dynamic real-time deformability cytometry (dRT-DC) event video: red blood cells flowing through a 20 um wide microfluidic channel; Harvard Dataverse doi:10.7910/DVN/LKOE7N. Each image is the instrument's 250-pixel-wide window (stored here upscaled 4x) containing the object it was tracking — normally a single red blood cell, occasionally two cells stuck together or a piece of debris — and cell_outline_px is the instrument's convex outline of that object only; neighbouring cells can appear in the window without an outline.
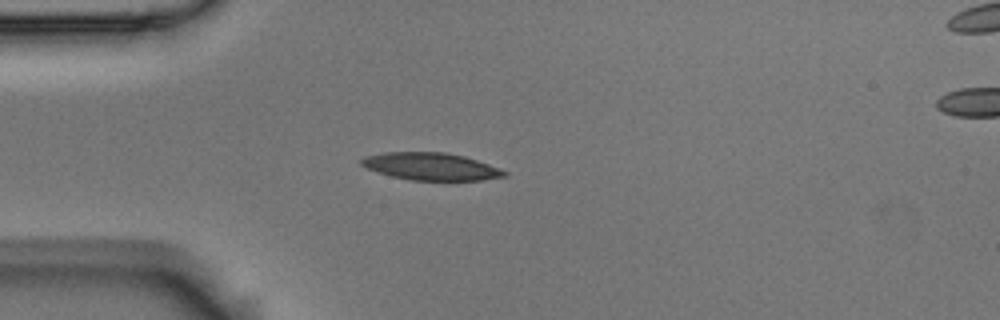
{"species": "Egyptian fruit bat (a non-hibernating species)", "species_latin": "Rousettus aegyptiacus", "temperature_condition": "room temperature", "stored_images_in_passage": 2, "camera_frame_rate_fps": 3000, "um_per_image_px": 0.085, "animal": {"sex": "male"}, "frame": {"image": 1, "passage_image": 1, "time_ms": 0.0, "image_size_px": [1000, 320], "cell_outline_px": [[508, 176], [484, 180], [408, 180], [376, 172], [360, 164], [360, 160], [364, 156], [384, 152], [444, 152], [464, 156], [500, 168], [508, 172]], "centroid_in_image_um": [36.63, 14.15], "position_along_channel_um": 48.4, "area_um2": 22.89}}